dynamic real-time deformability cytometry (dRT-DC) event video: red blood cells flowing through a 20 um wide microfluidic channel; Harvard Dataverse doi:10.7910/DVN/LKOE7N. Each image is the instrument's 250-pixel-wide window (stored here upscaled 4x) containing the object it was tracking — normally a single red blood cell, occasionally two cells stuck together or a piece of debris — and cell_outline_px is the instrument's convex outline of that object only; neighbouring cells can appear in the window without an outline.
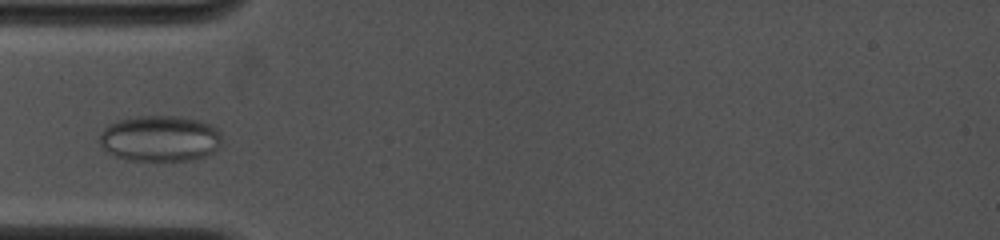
{"species": "common noctule bat (a hibernating species)", "species_latin": "Nyctalus noctula", "temperature_condition": "cold", "stored_images_in_passage": 7, "camera_frame_rate_fps": 4000, "um_per_image_px": 0.085, "animal": {"sex": "female", "body_mass_g": 19.0, "forearm_length_mm": 53.3}, "frame": {"image": 1, "passage_image": 5, "time_ms": 2.5, "image_size_px": [1000, 240], "cell_outline_px": [[220, 144], [212, 152], [204, 156], [192, 160], [128, 160], [116, 156], [108, 152], [100, 144], [100, 132], [108, 124], [120, 120], [136, 116], [180, 116], [200, 120], [212, 124], [220, 132]], "centroid_in_image_um": [13.6, 11.76], "position_along_channel_um": 71.4, "area_um2": 32.77}}